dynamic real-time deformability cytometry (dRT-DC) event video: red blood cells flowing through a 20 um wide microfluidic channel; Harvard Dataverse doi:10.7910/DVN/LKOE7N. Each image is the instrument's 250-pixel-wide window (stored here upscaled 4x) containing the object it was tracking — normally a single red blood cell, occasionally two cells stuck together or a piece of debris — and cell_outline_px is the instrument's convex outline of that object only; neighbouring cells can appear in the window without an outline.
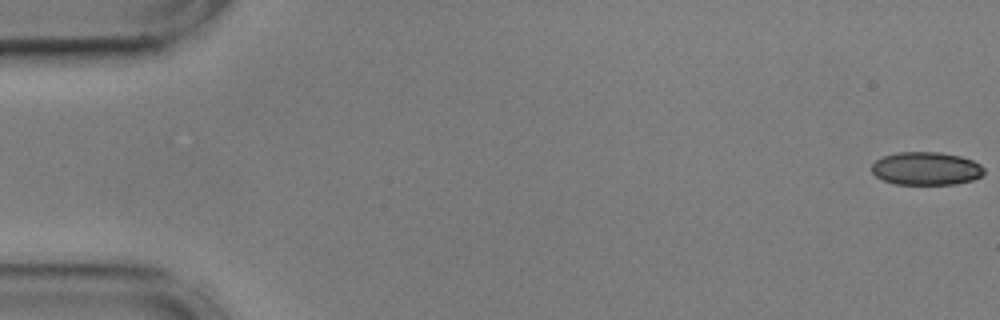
{"species": "common noctule bat (a hibernating species)", "species_latin": "Nyctalus noctula", "temperature_condition": "cold", "stored_images_in_passage": 9, "camera_frame_rate_fps": 3000, "um_per_image_px": 0.085, "animal": {"sex": "male", "body_mass_g": 17.9, "forearm_length_mm": 54.2}, "frame": {"image": 1, "passage_image": 1, "time_ms": 0.0, "image_size_px": [1000, 320], "cell_outline_px": [[984, 172], [980, 176], [972, 180], [956, 184], [896, 184], [884, 180], [876, 176], [872, 172], [872, 164], [876, 160], [884, 156], [900, 152], [940, 152], [960, 156], [972, 160], [980, 164], [984, 168]], "centroid_in_image_um": [78.73, 14.32], "position_along_channel_um": 6.3, "area_um2": 21.56}}